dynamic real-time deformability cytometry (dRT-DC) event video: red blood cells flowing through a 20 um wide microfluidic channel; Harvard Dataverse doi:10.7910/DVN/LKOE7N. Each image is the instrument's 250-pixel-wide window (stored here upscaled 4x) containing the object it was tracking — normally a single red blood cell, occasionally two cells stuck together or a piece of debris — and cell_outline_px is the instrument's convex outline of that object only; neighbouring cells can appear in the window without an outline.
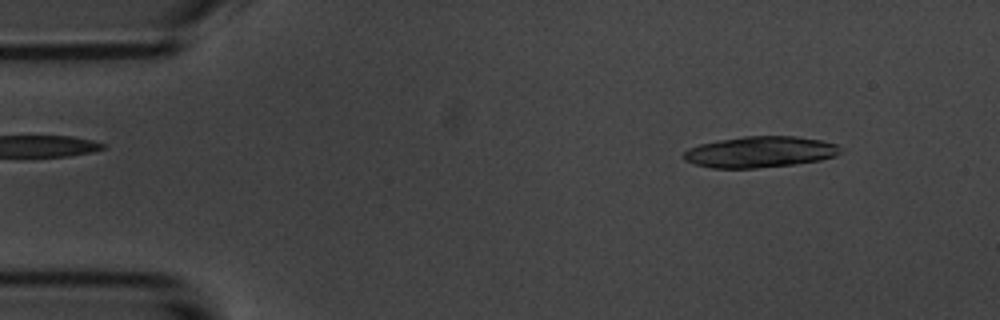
{"species": "common noctule bat (a hibernating species)", "species_latin": "Nyctalus noctula", "temperature_condition": "room temperature", "stored_images_in_passage": 4, "camera_frame_rate_fps": 3000, "um_per_image_px": 0.085, "animal": {"sex": "male", "body_mass_g": 20.1, "forearm_length_mm": 53.5}, "frame": {"image": 1, "passage_image": 1, "time_ms": 0.0, "image_size_px": [1000, 320], "cell_outline_px": [[844, 152], [836, 156], [820, 160], [796, 164], [756, 168], [712, 168], [692, 164], [684, 160], [684, 152], [688, 148], [700, 144], [720, 140], [744, 136], [796, 136], [820, 140], [836, 144]], "centroid_in_image_um": [64.61, 12.92], "position_along_channel_um": 20.4, "area_um2": 28.55}}
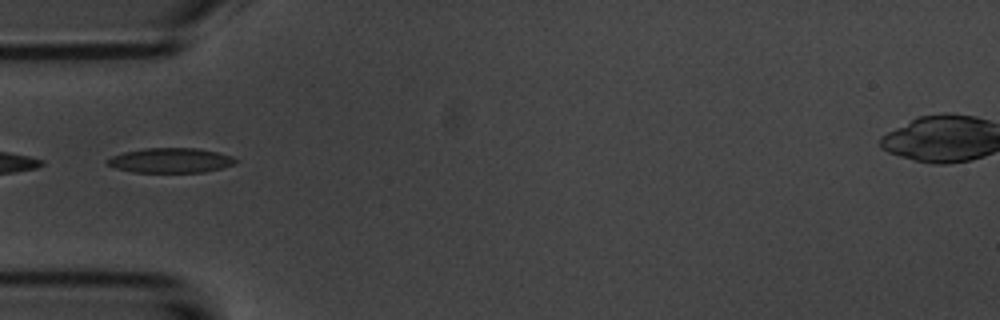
{"frame": {"image": 2, "passage_image": 4, "time_ms": 3.667, "image_size_px": [1000, 320], "cell_outline_px": [[240, 160], [236, 164], [224, 168], [204, 172], [132, 172], [116, 168], [108, 164], [104, 160], [112, 156], [124, 152], [144, 148], [196, 148], [216, 152], [232, 156]], "centroid_in_image_um": [14.54, 13.64], "position_along_channel_um": 70.5, "area_um2": 18.67}}